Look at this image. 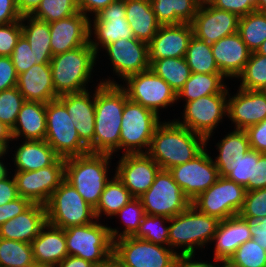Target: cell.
<instances>
[{"instance_id": "1", "label": "cell", "mask_w": 266, "mask_h": 267, "mask_svg": "<svg viewBox=\"0 0 266 267\" xmlns=\"http://www.w3.org/2000/svg\"><path fill=\"white\" fill-rule=\"evenodd\" d=\"M125 90L116 81H100L95 90V130L89 153L110 154L119 151V139Z\"/></svg>"}, {"instance_id": "2", "label": "cell", "mask_w": 266, "mask_h": 267, "mask_svg": "<svg viewBox=\"0 0 266 267\" xmlns=\"http://www.w3.org/2000/svg\"><path fill=\"white\" fill-rule=\"evenodd\" d=\"M206 148V139L178 124L160 122L156 127L147 154L161 170L193 160Z\"/></svg>"}, {"instance_id": "3", "label": "cell", "mask_w": 266, "mask_h": 267, "mask_svg": "<svg viewBox=\"0 0 266 267\" xmlns=\"http://www.w3.org/2000/svg\"><path fill=\"white\" fill-rule=\"evenodd\" d=\"M110 154L87 153L65 159V180L95 208L106 183Z\"/></svg>"}, {"instance_id": "4", "label": "cell", "mask_w": 266, "mask_h": 267, "mask_svg": "<svg viewBox=\"0 0 266 267\" xmlns=\"http://www.w3.org/2000/svg\"><path fill=\"white\" fill-rule=\"evenodd\" d=\"M97 55L89 43L54 55L50 68L56 95L86 90Z\"/></svg>"}, {"instance_id": "5", "label": "cell", "mask_w": 266, "mask_h": 267, "mask_svg": "<svg viewBox=\"0 0 266 267\" xmlns=\"http://www.w3.org/2000/svg\"><path fill=\"white\" fill-rule=\"evenodd\" d=\"M219 220L206 215L190 205L185 211L169 218V243L173 249L182 247L179 255H194L195 247L200 248L212 241ZM173 247V248H172Z\"/></svg>"}, {"instance_id": "6", "label": "cell", "mask_w": 266, "mask_h": 267, "mask_svg": "<svg viewBox=\"0 0 266 267\" xmlns=\"http://www.w3.org/2000/svg\"><path fill=\"white\" fill-rule=\"evenodd\" d=\"M64 233L68 255L90 261L96 266L104 265L113 258L114 241L107 225L95 220L64 229Z\"/></svg>"}, {"instance_id": "7", "label": "cell", "mask_w": 266, "mask_h": 267, "mask_svg": "<svg viewBox=\"0 0 266 267\" xmlns=\"http://www.w3.org/2000/svg\"><path fill=\"white\" fill-rule=\"evenodd\" d=\"M47 223L62 229L94 222V208L65 179L45 205Z\"/></svg>"}, {"instance_id": "8", "label": "cell", "mask_w": 266, "mask_h": 267, "mask_svg": "<svg viewBox=\"0 0 266 267\" xmlns=\"http://www.w3.org/2000/svg\"><path fill=\"white\" fill-rule=\"evenodd\" d=\"M159 123V115L154 111L127 99L122 114L119 150L124 149L123 154L147 153ZM142 148H146L145 152Z\"/></svg>"}, {"instance_id": "9", "label": "cell", "mask_w": 266, "mask_h": 267, "mask_svg": "<svg viewBox=\"0 0 266 267\" xmlns=\"http://www.w3.org/2000/svg\"><path fill=\"white\" fill-rule=\"evenodd\" d=\"M45 141L64 159L89 153L79 138L72 117L58 99L46 103Z\"/></svg>"}, {"instance_id": "10", "label": "cell", "mask_w": 266, "mask_h": 267, "mask_svg": "<svg viewBox=\"0 0 266 267\" xmlns=\"http://www.w3.org/2000/svg\"><path fill=\"white\" fill-rule=\"evenodd\" d=\"M178 253L133 236L114 241L113 259L121 267H175Z\"/></svg>"}, {"instance_id": "11", "label": "cell", "mask_w": 266, "mask_h": 267, "mask_svg": "<svg viewBox=\"0 0 266 267\" xmlns=\"http://www.w3.org/2000/svg\"><path fill=\"white\" fill-rule=\"evenodd\" d=\"M245 194L244 186L226 177H219L211 187L198 195L191 205L198 211L221 221L239 215L244 205Z\"/></svg>"}, {"instance_id": "12", "label": "cell", "mask_w": 266, "mask_h": 267, "mask_svg": "<svg viewBox=\"0 0 266 267\" xmlns=\"http://www.w3.org/2000/svg\"><path fill=\"white\" fill-rule=\"evenodd\" d=\"M138 198L146 214L167 218L178 215L191 205L168 170H160L150 188Z\"/></svg>"}, {"instance_id": "13", "label": "cell", "mask_w": 266, "mask_h": 267, "mask_svg": "<svg viewBox=\"0 0 266 267\" xmlns=\"http://www.w3.org/2000/svg\"><path fill=\"white\" fill-rule=\"evenodd\" d=\"M228 95L229 92L226 88L219 94L206 95L186 102L182 117L183 121L179 119L175 121L192 132L203 136L207 145V141H209L213 130H215L214 128L227 115Z\"/></svg>"}, {"instance_id": "14", "label": "cell", "mask_w": 266, "mask_h": 267, "mask_svg": "<svg viewBox=\"0 0 266 267\" xmlns=\"http://www.w3.org/2000/svg\"><path fill=\"white\" fill-rule=\"evenodd\" d=\"M129 100L141 104L159 115V108H167L177 101V93L151 69L132 74L124 79Z\"/></svg>"}, {"instance_id": "15", "label": "cell", "mask_w": 266, "mask_h": 267, "mask_svg": "<svg viewBox=\"0 0 266 267\" xmlns=\"http://www.w3.org/2000/svg\"><path fill=\"white\" fill-rule=\"evenodd\" d=\"M13 177L19 196L46 205L65 178V159L59 157L52 165L34 171H15Z\"/></svg>"}, {"instance_id": "16", "label": "cell", "mask_w": 266, "mask_h": 267, "mask_svg": "<svg viewBox=\"0 0 266 267\" xmlns=\"http://www.w3.org/2000/svg\"><path fill=\"white\" fill-rule=\"evenodd\" d=\"M206 150L204 149L193 160L168 170L191 202L211 187L220 177L213 159Z\"/></svg>"}, {"instance_id": "17", "label": "cell", "mask_w": 266, "mask_h": 267, "mask_svg": "<svg viewBox=\"0 0 266 267\" xmlns=\"http://www.w3.org/2000/svg\"><path fill=\"white\" fill-rule=\"evenodd\" d=\"M125 14V0H116L94 16L92 32L97 40L89 38V44L96 54L100 45L103 48L122 38H134Z\"/></svg>"}, {"instance_id": "18", "label": "cell", "mask_w": 266, "mask_h": 267, "mask_svg": "<svg viewBox=\"0 0 266 267\" xmlns=\"http://www.w3.org/2000/svg\"><path fill=\"white\" fill-rule=\"evenodd\" d=\"M122 155L115 175L138 198L150 188L161 168L147 153Z\"/></svg>"}, {"instance_id": "19", "label": "cell", "mask_w": 266, "mask_h": 267, "mask_svg": "<svg viewBox=\"0 0 266 267\" xmlns=\"http://www.w3.org/2000/svg\"><path fill=\"white\" fill-rule=\"evenodd\" d=\"M240 17L210 3L200 4L191 22L193 35L209 44L238 32Z\"/></svg>"}, {"instance_id": "20", "label": "cell", "mask_w": 266, "mask_h": 267, "mask_svg": "<svg viewBox=\"0 0 266 267\" xmlns=\"http://www.w3.org/2000/svg\"><path fill=\"white\" fill-rule=\"evenodd\" d=\"M113 65V71L122 80L126 77L150 69L148 44L132 39H119L104 47Z\"/></svg>"}, {"instance_id": "21", "label": "cell", "mask_w": 266, "mask_h": 267, "mask_svg": "<svg viewBox=\"0 0 266 267\" xmlns=\"http://www.w3.org/2000/svg\"><path fill=\"white\" fill-rule=\"evenodd\" d=\"M49 26L53 56L86 45L92 37L91 21L82 12L53 21Z\"/></svg>"}, {"instance_id": "22", "label": "cell", "mask_w": 266, "mask_h": 267, "mask_svg": "<svg viewBox=\"0 0 266 267\" xmlns=\"http://www.w3.org/2000/svg\"><path fill=\"white\" fill-rule=\"evenodd\" d=\"M237 92L227 99V116L235 129L246 130L266 119V90L239 88Z\"/></svg>"}, {"instance_id": "23", "label": "cell", "mask_w": 266, "mask_h": 267, "mask_svg": "<svg viewBox=\"0 0 266 267\" xmlns=\"http://www.w3.org/2000/svg\"><path fill=\"white\" fill-rule=\"evenodd\" d=\"M192 36L191 23L161 25L148 43L149 61L185 57Z\"/></svg>"}, {"instance_id": "24", "label": "cell", "mask_w": 266, "mask_h": 267, "mask_svg": "<svg viewBox=\"0 0 266 267\" xmlns=\"http://www.w3.org/2000/svg\"><path fill=\"white\" fill-rule=\"evenodd\" d=\"M92 97L88 90L58 96L72 117L80 140L89 147L94 140L95 130V93ZM90 98H93L92 100Z\"/></svg>"}, {"instance_id": "25", "label": "cell", "mask_w": 266, "mask_h": 267, "mask_svg": "<svg viewBox=\"0 0 266 267\" xmlns=\"http://www.w3.org/2000/svg\"><path fill=\"white\" fill-rule=\"evenodd\" d=\"M211 48L220 72L228 78H237L243 72L252 53L238 32L212 43Z\"/></svg>"}, {"instance_id": "26", "label": "cell", "mask_w": 266, "mask_h": 267, "mask_svg": "<svg viewBox=\"0 0 266 267\" xmlns=\"http://www.w3.org/2000/svg\"><path fill=\"white\" fill-rule=\"evenodd\" d=\"M251 239L249 220L243 219L240 215L221 220L212 238V242H216L214 260L216 263L228 262L236 249Z\"/></svg>"}, {"instance_id": "27", "label": "cell", "mask_w": 266, "mask_h": 267, "mask_svg": "<svg viewBox=\"0 0 266 267\" xmlns=\"http://www.w3.org/2000/svg\"><path fill=\"white\" fill-rule=\"evenodd\" d=\"M16 87L26 101L46 104L58 98L53 85L50 63L34 64L19 74Z\"/></svg>"}, {"instance_id": "28", "label": "cell", "mask_w": 266, "mask_h": 267, "mask_svg": "<svg viewBox=\"0 0 266 267\" xmlns=\"http://www.w3.org/2000/svg\"><path fill=\"white\" fill-rule=\"evenodd\" d=\"M46 223L45 205L33 203L26 211L0 226V238L32 243Z\"/></svg>"}, {"instance_id": "29", "label": "cell", "mask_w": 266, "mask_h": 267, "mask_svg": "<svg viewBox=\"0 0 266 267\" xmlns=\"http://www.w3.org/2000/svg\"><path fill=\"white\" fill-rule=\"evenodd\" d=\"M31 244L35 264L57 266L68 256L64 229L49 223L41 228Z\"/></svg>"}, {"instance_id": "30", "label": "cell", "mask_w": 266, "mask_h": 267, "mask_svg": "<svg viewBox=\"0 0 266 267\" xmlns=\"http://www.w3.org/2000/svg\"><path fill=\"white\" fill-rule=\"evenodd\" d=\"M12 131V140H45L46 104L26 101L23 103Z\"/></svg>"}, {"instance_id": "31", "label": "cell", "mask_w": 266, "mask_h": 267, "mask_svg": "<svg viewBox=\"0 0 266 267\" xmlns=\"http://www.w3.org/2000/svg\"><path fill=\"white\" fill-rule=\"evenodd\" d=\"M126 19L134 38L146 42L151 41L161 26L151 8L149 0H125Z\"/></svg>"}, {"instance_id": "32", "label": "cell", "mask_w": 266, "mask_h": 267, "mask_svg": "<svg viewBox=\"0 0 266 267\" xmlns=\"http://www.w3.org/2000/svg\"><path fill=\"white\" fill-rule=\"evenodd\" d=\"M14 156L16 171H34L52 165L59 156L45 140H26Z\"/></svg>"}, {"instance_id": "33", "label": "cell", "mask_w": 266, "mask_h": 267, "mask_svg": "<svg viewBox=\"0 0 266 267\" xmlns=\"http://www.w3.org/2000/svg\"><path fill=\"white\" fill-rule=\"evenodd\" d=\"M29 21L24 24V21ZM22 35L29 42L31 51L35 54L36 64L50 63L53 54L51 50L50 26L48 22L38 20L31 15H22Z\"/></svg>"}, {"instance_id": "34", "label": "cell", "mask_w": 266, "mask_h": 267, "mask_svg": "<svg viewBox=\"0 0 266 267\" xmlns=\"http://www.w3.org/2000/svg\"><path fill=\"white\" fill-rule=\"evenodd\" d=\"M160 25L191 23L200 3L197 0H149Z\"/></svg>"}, {"instance_id": "35", "label": "cell", "mask_w": 266, "mask_h": 267, "mask_svg": "<svg viewBox=\"0 0 266 267\" xmlns=\"http://www.w3.org/2000/svg\"><path fill=\"white\" fill-rule=\"evenodd\" d=\"M216 145L219 155L215 157L214 164L219 171L220 177H226L230 173L231 164L235 163L251 149L246 131L238 129L227 134Z\"/></svg>"}, {"instance_id": "36", "label": "cell", "mask_w": 266, "mask_h": 267, "mask_svg": "<svg viewBox=\"0 0 266 267\" xmlns=\"http://www.w3.org/2000/svg\"><path fill=\"white\" fill-rule=\"evenodd\" d=\"M224 78L222 73H191L185 85L177 92V100L182 97L185 102H190L202 96L219 94L227 88Z\"/></svg>"}, {"instance_id": "37", "label": "cell", "mask_w": 266, "mask_h": 267, "mask_svg": "<svg viewBox=\"0 0 266 267\" xmlns=\"http://www.w3.org/2000/svg\"><path fill=\"white\" fill-rule=\"evenodd\" d=\"M150 62V69L177 93L189 79L191 71L185 57L163 58Z\"/></svg>"}, {"instance_id": "38", "label": "cell", "mask_w": 266, "mask_h": 267, "mask_svg": "<svg viewBox=\"0 0 266 267\" xmlns=\"http://www.w3.org/2000/svg\"><path fill=\"white\" fill-rule=\"evenodd\" d=\"M111 179L106 183L100 200L94 208L96 219L101 217L102 213L110 217L115 216L123 206L134 198L116 175Z\"/></svg>"}, {"instance_id": "39", "label": "cell", "mask_w": 266, "mask_h": 267, "mask_svg": "<svg viewBox=\"0 0 266 267\" xmlns=\"http://www.w3.org/2000/svg\"><path fill=\"white\" fill-rule=\"evenodd\" d=\"M185 59L191 73H221L213 57L211 44L194 35L189 41Z\"/></svg>"}, {"instance_id": "40", "label": "cell", "mask_w": 266, "mask_h": 267, "mask_svg": "<svg viewBox=\"0 0 266 267\" xmlns=\"http://www.w3.org/2000/svg\"><path fill=\"white\" fill-rule=\"evenodd\" d=\"M238 33L251 52L266 40V12L253 11L240 17Z\"/></svg>"}, {"instance_id": "41", "label": "cell", "mask_w": 266, "mask_h": 267, "mask_svg": "<svg viewBox=\"0 0 266 267\" xmlns=\"http://www.w3.org/2000/svg\"><path fill=\"white\" fill-rule=\"evenodd\" d=\"M31 243L0 238V267H33Z\"/></svg>"}, {"instance_id": "42", "label": "cell", "mask_w": 266, "mask_h": 267, "mask_svg": "<svg viewBox=\"0 0 266 267\" xmlns=\"http://www.w3.org/2000/svg\"><path fill=\"white\" fill-rule=\"evenodd\" d=\"M80 12L77 0H42L30 14L32 17L51 23Z\"/></svg>"}, {"instance_id": "43", "label": "cell", "mask_w": 266, "mask_h": 267, "mask_svg": "<svg viewBox=\"0 0 266 267\" xmlns=\"http://www.w3.org/2000/svg\"><path fill=\"white\" fill-rule=\"evenodd\" d=\"M242 80L239 88L266 90V56L252 52L243 72L237 77Z\"/></svg>"}, {"instance_id": "44", "label": "cell", "mask_w": 266, "mask_h": 267, "mask_svg": "<svg viewBox=\"0 0 266 267\" xmlns=\"http://www.w3.org/2000/svg\"><path fill=\"white\" fill-rule=\"evenodd\" d=\"M121 217L125 224V229L121 233L117 229L109 227L110 235L113 241L127 236H133L139 229L142 219L145 217V209L139 198H132L123 206L115 216Z\"/></svg>"}, {"instance_id": "45", "label": "cell", "mask_w": 266, "mask_h": 267, "mask_svg": "<svg viewBox=\"0 0 266 267\" xmlns=\"http://www.w3.org/2000/svg\"><path fill=\"white\" fill-rule=\"evenodd\" d=\"M166 222H169L167 217L146 214L133 237L168 247L169 226H163Z\"/></svg>"}, {"instance_id": "46", "label": "cell", "mask_w": 266, "mask_h": 267, "mask_svg": "<svg viewBox=\"0 0 266 267\" xmlns=\"http://www.w3.org/2000/svg\"><path fill=\"white\" fill-rule=\"evenodd\" d=\"M233 267H266V250L253 239L241 244L229 259Z\"/></svg>"}, {"instance_id": "47", "label": "cell", "mask_w": 266, "mask_h": 267, "mask_svg": "<svg viewBox=\"0 0 266 267\" xmlns=\"http://www.w3.org/2000/svg\"><path fill=\"white\" fill-rule=\"evenodd\" d=\"M24 102L25 99L17 87L1 91L0 122L12 129Z\"/></svg>"}, {"instance_id": "48", "label": "cell", "mask_w": 266, "mask_h": 267, "mask_svg": "<svg viewBox=\"0 0 266 267\" xmlns=\"http://www.w3.org/2000/svg\"><path fill=\"white\" fill-rule=\"evenodd\" d=\"M239 215L246 220H258L266 216V188L246 191L244 205Z\"/></svg>"}, {"instance_id": "49", "label": "cell", "mask_w": 266, "mask_h": 267, "mask_svg": "<svg viewBox=\"0 0 266 267\" xmlns=\"http://www.w3.org/2000/svg\"><path fill=\"white\" fill-rule=\"evenodd\" d=\"M253 171L254 150L250 149L243 157L231 164L230 173L226 178L246 187L249 184V180H253Z\"/></svg>"}, {"instance_id": "50", "label": "cell", "mask_w": 266, "mask_h": 267, "mask_svg": "<svg viewBox=\"0 0 266 267\" xmlns=\"http://www.w3.org/2000/svg\"><path fill=\"white\" fill-rule=\"evenodd\" d=\"M10 57L18 75L36 64L35 54L31 51L29 42L23 35L18 39Z\"/></svg>"}, {"instance_id": "51", "label": "cell", "mask_w": 266, "mask_h": 267, "mask_svg": "<svg viewBox=\"0 0 266 267\" xmlns=\"http://www.w3.org/2000/svg\"><path fill=\"white\" fill-rule=\"evenodd\" d=\"M21 35V20L0 25V56L10 57Z\"/></svg>"}, {"instance_id": "52", "label": "cell", "mask_w": 266, "mask_h": 267, "mask_svg": "<svg viewBox=\"0 0 266 267\" xmlns=\"http://www.w3.org/2000/svg\"><path fill=\"white\" fill-rule=\"evenodd\" d=\"M258 0H212L210 4L218 9L237 14L239 17L256 11Z\"/></svg>"}, {"instance_id": "53", "label": "cell", "mask_w": 266, "mask_h": 267, "mask_svg": "<svg viewBox=\"0 0 266 267\" xmlns=\"http://www.w3.org/2000/svg\"><path fill=\"white\" fill-rule=\"evenodd\" d=\"M266 188V153L254 150L253 180L245 187L246 191Z\"/></svg>"}, {"instance_id": "54", "label": "cell", "mask_w": 266, "mask_h": 267, "mask_svg": "<svg viewBox=\"0 0 266 267\" xmlns=\"http://www.w3.org/2000/svg\"><path fill=\"white\" fill-rule=\"evenodd\" d=\"M18 74L11 57L0 56V92L17 86Z\"/></svg>"}, {"instance_id": "55", "label": "cell", "mask_w": 266, "mask_h": 267, "mask_svg": "<svg viewBox=\"0 0 266 267\" xmlns=\"http://www.w3.org/2000/svg\"><path fill=\"white\" fill-rule=\"evenodd\" d=\"M33 203L21 196L6 204L0 205V226L26 211Z\"/></svg>"}, {"instance_id": "56", "label": "cell", "mask_w": 266, "mask_h": 267, "mask_svg": "<svg viewBox=\"0 0 266 267\" xmlns=\"http://www.w3.org/2000/svg\"><path fill=\"white\" fill-rule=\"evenodd\" d=\"M250 148L260 153H266V119L248 127L246 130Z\"/></svg>"}, {"instance_id": "57", "label": "cell", "mask_w": 266, "mask_h": 267, "mask_svg": "<svg viewBox=\"0 0 266 267\" xmlns=\"http://www.w3.org/2000/svg\"><path fill=\"white\" fill-rule=\"evenodd\" d=\"M21 18L16 0H0V25L14 23L20 21Z\"/></svg>"}, {"instance_id": "58", "label": "cell", "mask_w": 266, "mask_h": 267, "mask_svg": "<svg viewBox=\"0 0 266 267\" xmlns=\"http://www.w3.org/2000/svg\"><path fill=\"white\" fill-rule=\"evenodd\" d=\"M252 239L266 250V216L258 220H249Z\"/></svg>"}, {"instance_id": "59", "label": "cell", "mask_w": 266, "mask_h": 267, "mask_svg": "<svg viewBox=\"0 0 266 267\" xmlns=\"http://www.w3.org/2000/svg\"><path fill=\"white\" fill-rule=\"evenodd\" d=\"M18 192L14 177H10L0 181V205L6 204L18 198Z\"/></svg>"}, {"instance_id": "60", "label": "cell", "mask_w": 266, "mask_h": 267, "mask_svg": "<svg viewBox=\"0 0 266 267\" xmlns=\"http://www.w3.org/2000/svg\"><path fill=\"white\" fill-rule=\"evenodd\" d=\"M116 0H77L79 11L84 15L89 16V12L95 16L103 8H106L110 3L115 2Z\"/></svg>"}, {"instance_id": "61", "label": "cell", "mask_w": 266, "mask_h": 267, "mask_svg": "<svg viewBox=\"0 0 266 267\" xmlns=\"http://www.w3.org/2000/svg\"><path fill=\"white\" fill-rule=\"evenodd\" d=\"M192 258H194V255H178V258L176 260V266L175 267H217V265H213L212 263L207 262H198V261H192Z\"/></svg>"}, {"instance_id": "62", "label": "cell", "mask_w": 266, "mask_h": 267, "mask_svg": "<svg viewBox=\"0 0 266 267\" xmlns=\"http://www.w3.org/2000/svg\"><path fill=\"white\" fill-rule=\"evenodd\" d=\"M57 267H97L90 261L84 260L82 258L68 255L66 256Z\"/></svg>"}, {"instance_id": "63", "label": "cell", "mask_w": 266, "mask_h": 267, "mask_svg": "<svg viewBox=\"0 0 266 267\" xmlns=\"http://www.w3.org/2000/svg\"><path fill=\"white\" fill-rule=\"evenodd\" d=\"M42 0H16L18 11L21 15H30Z\"/></svg>"}, {"instance_id": "64", "label": "cell", "mask_w": 266, "mask_h": 267, "mask_svg": "<svg viewBox=\"0 0 266 267\" xmlns=\"http://www.w3.org/2000/svg\"><path fill=\"white\" fill-rule=\"evenodd\" d=\"M12 131L6 124L0 122V142L8 149L9 141H12Z\"/></svg>"}, {"instance_id": "65", "label": "cell", "mask_w": 266, "mask_h": 267, "mask_svg": "<svg viewBox=\"0 0 266 267\" xmlns=\"http://www.w3.org/2000/svg\"><path fill=\"white\" fill-rule=\"evenodd\" d=\"M3 158V155H0V159ZM9 172L7 171V168L3 164V162L0 160V181L8 177Z\"/></svg>"}, {"instance_id": "66", "label": "cell", "mask_w": 266, "mask_h": 267, "mask_svg": "<svg viewBox=\"0 0 266 267\" xmlns=\"http://www.w3.org/2000/svg\"><path fill=\"white\" fill-rule=\"evenodd\" d=\"M256 10L260 12H266V0H258Z\"/></svg>"}, {"instance_id": "67", "label": "cell", "mask_w": 266, "mask_h": 267, "mask_svg": "<svg viewBox=\"0 0 266 267\" xmlns=\"http://www.w3.org/2000/svg\"><path fill=\"white\" fill-rule=\"evenodd\" d=\"M97 267H121L113 258L106 264Z\"/></svg>"}, {"instance_id": "68", "label": "cell", "mask_w": 266, "mask_h": 267, "mask_svg": "<svg viewBox=\"0 0 266 267\" xmlns=\"http://www.w3.org/2000/svg\"><path fill=\"white\" fill-rule=\"evenodd\" d=\"M256 53L266 56V40L260 45Z\"/></svg>"}, {"instance_id": "69", "label": "cell", "mask_w": 266, "mask_h": 267, "mask_svg": "<svg viewBox=\"0 0 266 267\" xmlns=\"http://www.w3.org/2000/svg\"><path fill=\"white\" fill-rule=\"evenodd\" d=\"M6 152H8V149L0 142V155L5 156Z\"/></svg>"}, {"instance_id": "70", "label": "cell", "mask_w": 266, "mask_h": 267, "mask_svg": "<svg viewBox=\"0 0 266 267\" xmlns=\"http://www.w3.org/2000/svg\"><path fill=\"white\" fill-rule=\"evenodd\" d=\"M220 265L217 264V267L221 266V263L219 262ZM221 267H233L231 266L228 262H222V266Z\"/></svg>"}, {"instance_id": "71", "label": "cell", "mask_w": 266, "mask_h": 267, "mask_svg": "<svg viewBox=\"0 0 266 267\" xmlns=\"http://www.w3.org/2000/svg\"><path fill=\"white\" fill-rule=\"evenodd\" d=\"M33 267H57V266L35 264Z\"/></svg>"}, {"instance_id": "72", "label": "cell", "mask_w": 266, "mask_h": 267, "mask_svg": "<svg viewBox=\"0 0 266 267\" xmlns=\"http://www.w3.org/2000/svg\"><path fill=\"white\" fill-rule=\"evenodd\" d=\"M200 4L210 3L212 0H197Z\"/></svg>"}]
</instances>
